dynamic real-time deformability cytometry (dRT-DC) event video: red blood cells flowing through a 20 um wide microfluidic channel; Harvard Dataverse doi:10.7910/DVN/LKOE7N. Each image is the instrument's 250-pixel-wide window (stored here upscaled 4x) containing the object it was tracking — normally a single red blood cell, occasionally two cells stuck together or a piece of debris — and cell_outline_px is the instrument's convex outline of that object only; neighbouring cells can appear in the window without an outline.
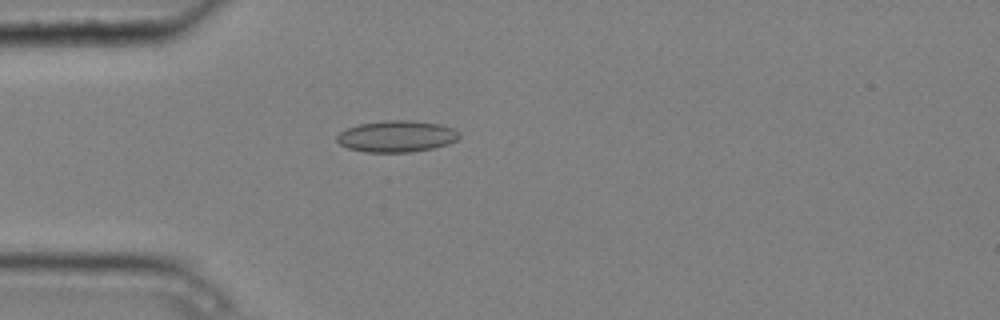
{"species": "common noctule bat (a hibernating species)", "species_latin": "Nyctalus noctula", "temperature_condition": "cold", "stored_images_in_passage": 2, "camera_frame_rate_fps": 3000, "um_per_image_px": 0.085, "animal": {"sex": "male", "body_mass_g": 20.4}, "frame": {"image": 1, "passage_image": 2, "time_ms": 0.333, "image_size_px": [1000, 320], "cell_outline_px": [[460, 136], [456, 140], [448, 144], [432, 148], [412, 152], [364, 152], [348, 148], [340, 144], [336, 140], [336, 136], [340, 132], [348, 128], [360, 124], [384, 120], [408, 120], [440, 124], [452, 128], [460, 132]], "centroid_in_image_um": [33.71, 11.59], "position_along_channel_um": 51.3, "area_um2": 22.43}}